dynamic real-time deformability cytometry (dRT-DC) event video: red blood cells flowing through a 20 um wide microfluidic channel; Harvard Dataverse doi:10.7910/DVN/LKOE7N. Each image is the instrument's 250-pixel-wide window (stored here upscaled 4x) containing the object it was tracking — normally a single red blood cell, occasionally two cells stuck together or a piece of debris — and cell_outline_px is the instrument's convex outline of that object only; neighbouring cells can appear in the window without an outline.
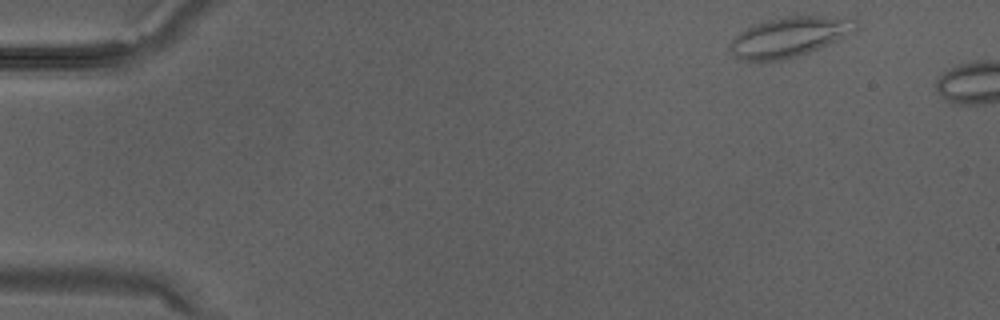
{"species": "Egyptian fruit bat (a non-hibernating species)", "species_latin": "Rousettus aegyptiacus", "temperature_condition": "warm", "stored_images_in_passage": 29, "camera_frame_rate_fps": 3000, "um_per_image_px": 0.085, "animal": {"sex": "male"}, "frame": {"image": 1, "passage_image": 1, "time_ms": 0.0, "image_size_px": [1000, 320], "cell_outline_px": [[856, 32], [808, 52], [796, 56], [780, 60], [740, 60], [728, 48], [728, 44], [740, 32], [756, 24], [768, 20], [788, 16], [856, 16]], "centroid_in_image_um": [67.15, 3.11], "position_along_channel_um": 17.8, "area_um2": 29.07}}
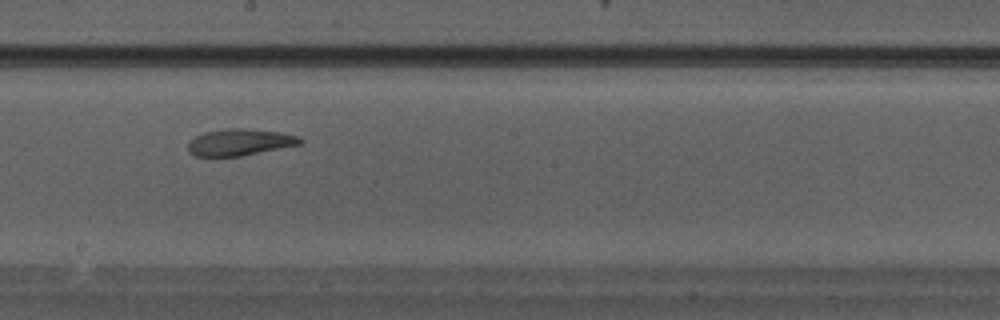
{"frame": {"image": 2, "passage_image": 17, "time_ms": 5.333, "image_size_px": [1000, 320], "cell_outline_px": [[304, 140], [300, 144], [240, 156], [196, 156], [188, 152], [188, 144], [196, 136], [204, 132], [228, 128], [244, 128], [280, 132], [300, 136]], "centroid_in_image_um": [20.39, 12.08], "position_along_channel_um": 227.8, "area_um2": 17.28}}
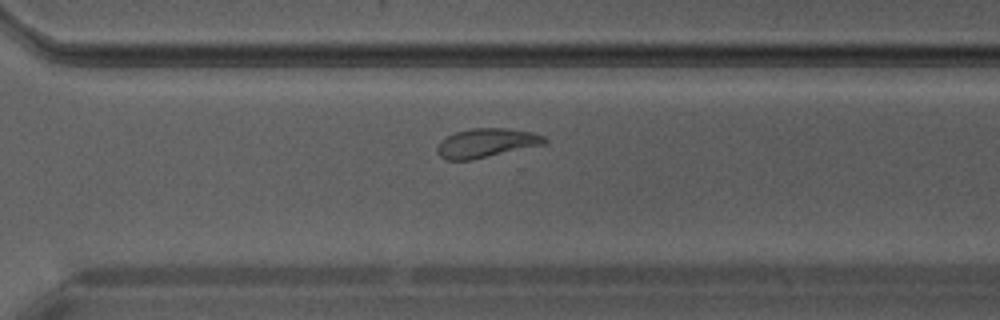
{"frame": {"image": 3, "passage_image": 22, "time_ms": 7.0, "image_size_px": [1000, 320], "cell_outline_px": [[548, 140], [544, 144], [472, 160], [448, 160], [440, 156], [436, 152], [436, 148], [440, 140], [456, 132], [472, 128], [508, 128], [532, 132], [544, 136]], "centroid_in_image_um": [41.32, 12.15], "position_along_channel_um": 329.3, "area_um2": 18.15}}